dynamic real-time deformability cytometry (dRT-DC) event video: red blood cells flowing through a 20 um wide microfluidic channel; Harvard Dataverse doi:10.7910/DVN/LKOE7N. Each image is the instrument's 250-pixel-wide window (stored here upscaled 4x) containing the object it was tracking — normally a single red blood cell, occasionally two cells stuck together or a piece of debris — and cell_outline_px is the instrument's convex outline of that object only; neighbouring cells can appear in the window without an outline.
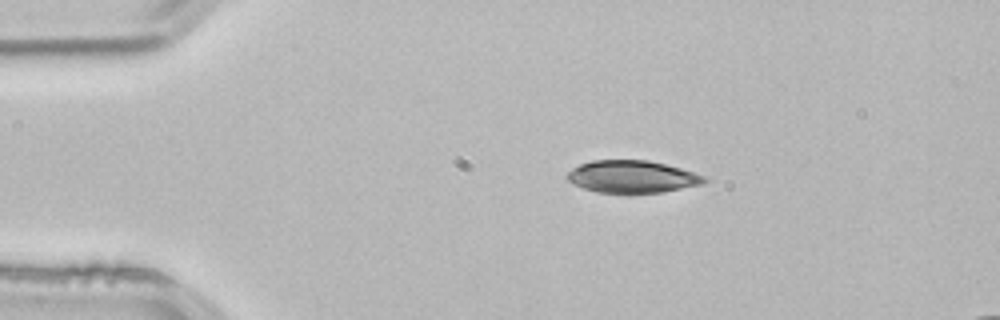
{"species": "common noctule bat (a hibernating species)", "species_latin": "Nyctalus noctula", "temperature_condition": "room temperature", "stored_images_in_passage": 3, "segment_of_instrument_passage": [1, 2], "camera_frame_rate_fps": 3000, "um_per_image_px": 0.085, "animal": {"sex": "male", "body_mass_g": 21.5, "forearm_length_mm": 52.0}, "frame": {"image": 1, "passage_image": 1, "time_ms": 0.0, "image_size_px": [1000, 320], "cell_outline_px": [[708, 180], [704, 184], [660, 192], [596, 192], [572, 184], [568, 180], [568, 172], [572, 168], [580, 164], [592, 160], [648, 160], [680, 168], [704, 176]], "centroid_in_image_um": [53.72, 15.01], "position_along_channel_um": 31.3, "area_um2": 25.49}}